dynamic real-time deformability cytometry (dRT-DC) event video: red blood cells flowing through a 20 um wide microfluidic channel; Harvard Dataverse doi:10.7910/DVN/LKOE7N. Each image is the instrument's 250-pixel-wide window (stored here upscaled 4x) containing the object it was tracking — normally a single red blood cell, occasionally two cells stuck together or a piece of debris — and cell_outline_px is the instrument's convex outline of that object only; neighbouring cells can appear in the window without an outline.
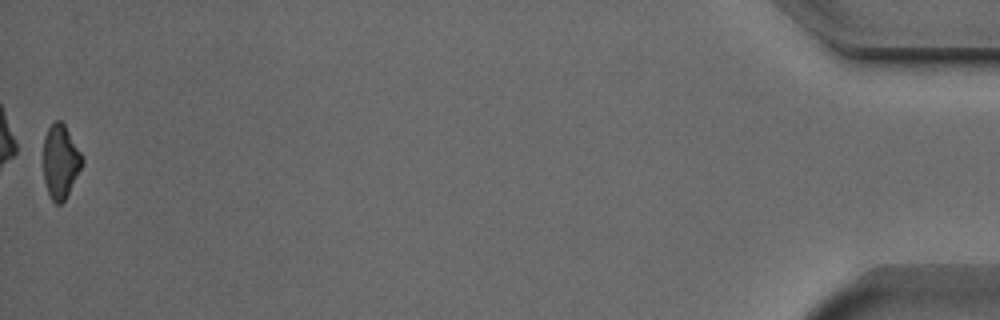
{"species": "Egyptian fruit bat (a non-hibernating species)", "species_latin": "Rousettus aegyptiacus", "temperature_condition": "cold", "stored_images_in_passage": 54, "camera_frame_rate_fps": 3000, "um_per_image_px": 0.085, "animal": {"sex": "male"}, "frame": {"image": 1, "passage_image": 54, "time_ms": 17.667, "image_size_px": [1000, 320], "cell_outline_px": [[84, 164], [64, 200], [60, 204], [56, 204], [52, 200], [48, 192], [44, 180], [44, 136], [48, 128], [56, 120], [60, 120], [64, 124], [80, 152], [84, 160]], "centroid_in_image_um": [5.14, 13.73], "position_along_channel_um": 430.1, "area_um2": 16.47}, "authors_computed_cell_mechanics": {"area_um2": 20.0566, "velocity_mm_per_s": 3.7489, "shape_relaxation_time_tau1_ms": 6.1206, "shape_relaxation_time_tau2_ms": null, "deformation_change_tau1": 0.1473, "deformation_change_tau2": null}}